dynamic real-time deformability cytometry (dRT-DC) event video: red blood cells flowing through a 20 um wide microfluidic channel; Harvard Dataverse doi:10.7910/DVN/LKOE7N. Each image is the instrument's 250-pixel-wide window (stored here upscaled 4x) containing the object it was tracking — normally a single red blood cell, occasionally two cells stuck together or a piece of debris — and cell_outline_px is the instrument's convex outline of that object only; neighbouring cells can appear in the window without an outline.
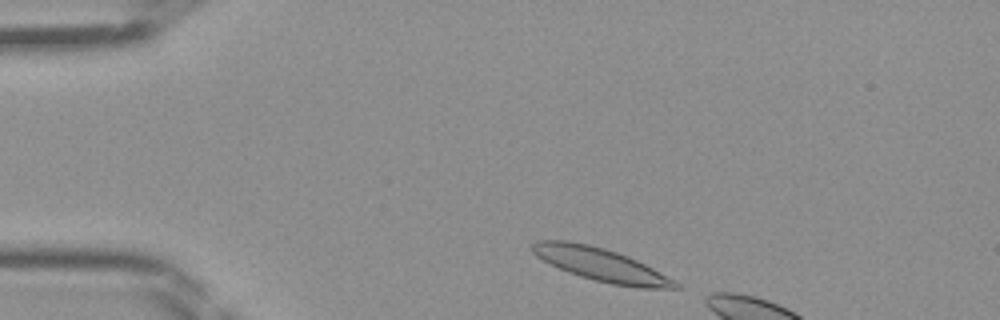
{"species": "Egyptian fruit bat (a non-hibernating species)", "species_latin": "Rousettus aegyptiacus", "temperature_condition": "room temperature", "stored_images_in_passage": 5, "camera_frame_rate_fps": 3000, "um_per_image_px": 0.085, "frame": {"image": 1, "passage_image": 1, "time_ms": 0.0, "image_size_px": [1000, 320], "cell_outline_px": [[680, 288], [640, 288], [612, 284], [580, 276], [560, 268], [536, 256], [532, 252], [532, 244], [536, 240], [568, 240], [588, 244], [604, 248], [628, 256], [676, 280], [680, 284]], "centroid_in_image_um": [51.09, 22.48], "position_along_channel_um": 33.9, "area_um2": 27.22}}